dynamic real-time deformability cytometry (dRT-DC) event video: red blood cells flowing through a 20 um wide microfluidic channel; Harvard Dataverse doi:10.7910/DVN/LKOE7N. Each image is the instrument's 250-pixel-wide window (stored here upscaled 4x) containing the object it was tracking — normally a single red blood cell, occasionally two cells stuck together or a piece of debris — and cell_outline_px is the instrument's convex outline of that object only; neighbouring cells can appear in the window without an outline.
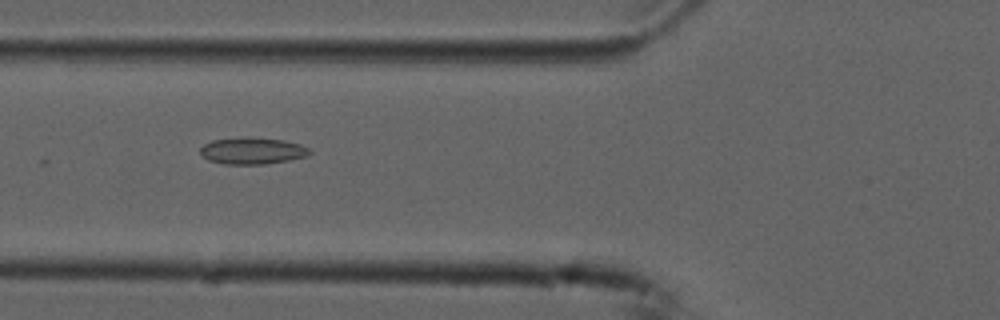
{"species": "common noctule bat (a hibernating species)", "species_latin": "Nyctalus noctula", "temperature_condition": "cold", "stored_images_in_passage": 6, "camera_frame_rate_fps": 3000, "um_per_image_px": 0.085, "animal": {"sex": "male", "forearm_length_mm": 52.5}, "frame": {"image": 1, "passage_image": 3, "time_ms": 0.667, "image_size_px": [1000, 320], "cell_outline_px": [[312, 152], [308, 156], [288, 160], [264, 164], [224, 164], [208, 160], [200, 152], [200, 148], [204, 144], [212, 140], [248, 136], [284, 140], [300, 144], [308, 148]], "centroid_in_image_um": [21.45, 12.81], "position_along_channel_um": 104.3, "area_um2": 17.11}}
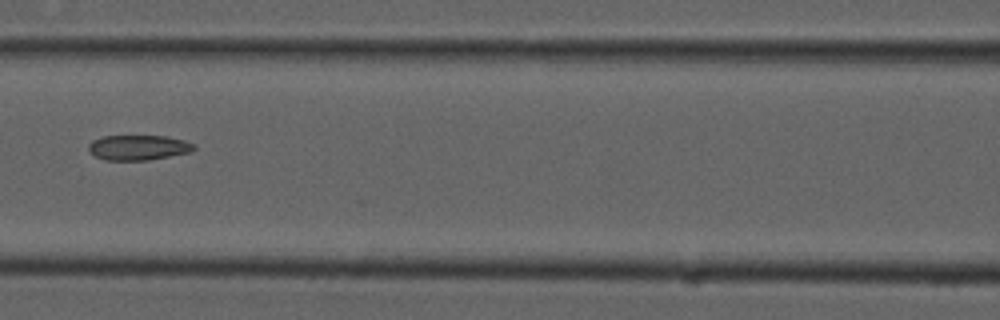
{"frame": {"image": 2, "passage_image": 4, "time_ms": 1.0, "image_size_px": [1000, 320], "cell_outline_px": [[196, 148], [192, 152], [148, 160], [104, 160], [96, 156], [88, 148], [88, 144], [92, 140], [104, 136], [168, 136], [184, 140], [196, 144]], "centroid_in_image_um": [11.8, 12.54], "position_along_channel_um": 154.8, "area_um2": 15.49}}
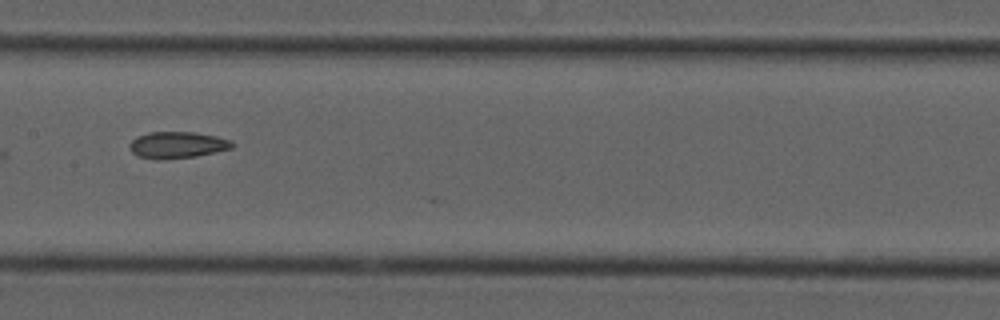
{"frame": {"image": 3, "passage_image": 5, "time_ms": 1.333, "image_size_px": [1000, 320], "cell_outline_px": [[236, 144], [232, 148], [216, 152], [196, 156], [156, 160], [140, 156], [132, 152], [128, 148], [128, 144], [136, 136], [148, 132], [192, 132], [216, 136], [232, 140]], "centroid_in_image_um": [15.07, 12.31], "position_along_channel_um": 192.3, "area_um2": 16.01}}